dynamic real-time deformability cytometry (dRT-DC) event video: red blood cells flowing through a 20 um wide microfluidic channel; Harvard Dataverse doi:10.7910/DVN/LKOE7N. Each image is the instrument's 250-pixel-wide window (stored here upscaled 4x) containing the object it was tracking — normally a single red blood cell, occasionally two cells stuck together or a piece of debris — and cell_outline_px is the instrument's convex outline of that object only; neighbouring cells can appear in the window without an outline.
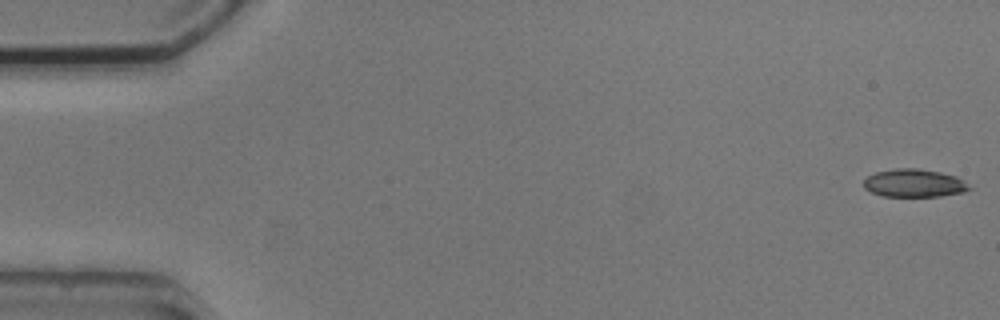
{"species": "common noctule bat (a hibernating species)", "species_latin": "Nyctalus noctula", "temperature_condition": "cold", "stored_images_in_passage": 6, "camera_frame_rate_fps": 3000, "um_per_image_px": 0.085, "animal": {"sex": "male", "body_mass_g": 20.5, "forearm_length_mm": 52.5}, "frame": {"image": 1, "passage_image": 1, "time_ms": 0.0, "image_size_px": [1000, 320], "cell_outline_px": [[972, 188], [964, 192], [940, 196], [880, 196], [864, 188], [864, 180], [868, 176], [876, 172], [896, 168], [916, 168], [940, 172], [956, 176]], "centroid_in_image_um": [77.69, 15.57], "position_along_channel_um": 7.3, "area_um2": 17.11}}
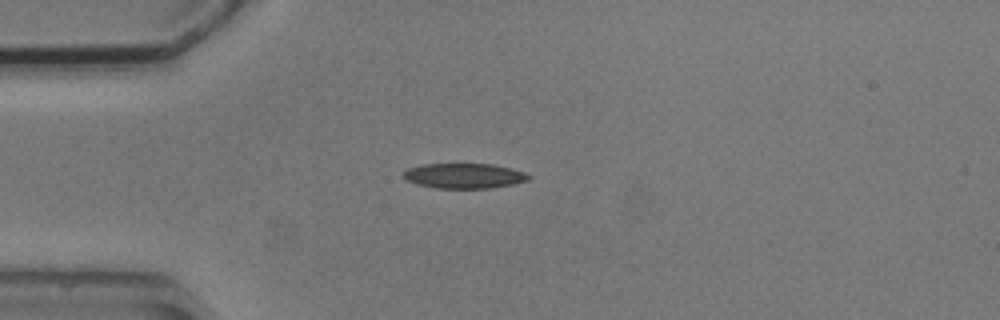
{"frame": {"image": 2, "passage_image": 4, "time_ms": 4.333, "image_size_px": [1000, 320], "cell_outline_px": [[532, 176], [528, 180], [512, 184], [488, 188], [436, 188], [420, 184], [408, 180], [404, 176], [404, 172], [408, 168], [420, 164], [492, 164], [524, 172]], "centroid_in_image_um": [39.46, 14.94], "position_along_channel_um": 45.5, "area_um2": 17.98}}
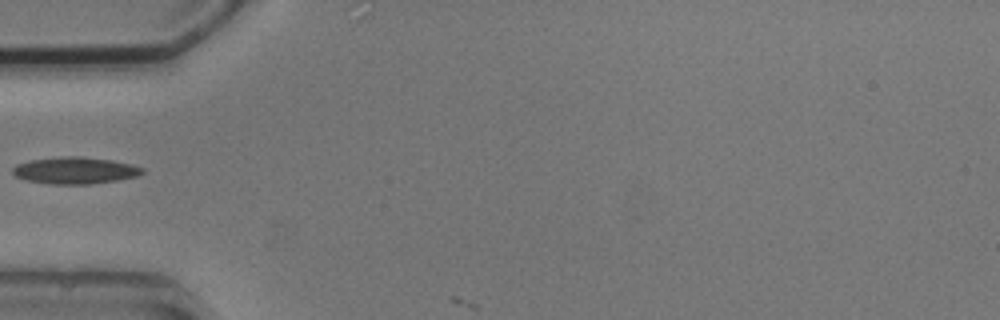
{"frame": {"image": 3, "passage_image": 5, "time_ms": 5.667, "image_size_px": [1000, 320], "cell_outline_px": [[144, 172], [136, 176], [116, 180], [92, 184], [52, 184], [24, 180], [16, 176], [12, 172], [12, 168], [16, 164], [28, 160], [64, 156], [80, 156], [112, 160], [132, 164], [144, 168]], "centroid_in_image_um": [6.35, 14.48], "position_along_channel_um": 78.6, "area_um2": 20.35}}